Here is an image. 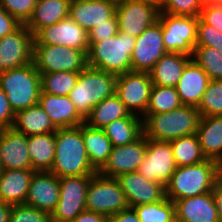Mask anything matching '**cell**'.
Segmentation results:
<instances>
[{
	"label": "cell",
	"instance_id": "obj_9",
	"mask_svg": "<svg viewBox=\"0 0 222 222\" xmlns=\"http://www.w3.org/2000/svg\"><path fill=\"white\" fill-rule=\"evenodd\" d=\"M198 18L159 13L158 21L162 25V38L166 52L193 56Z\"/></svg>",
	"mask_w": 222,
	"mask_h": 222
},
{
	"label": "cell",
	"instance_id": "obj_32",
	"mask_svg": "<svg viewBox=\"0 0 222 222\" xmlns=\"http://www.w3.org/2000/svg\"><path fill=\"white\" fill-rule=\"evenodd\" d=\"M131 114L115 94L105 98L93 107L90 115L85 119V124L91 128L103 129L111 122L123 117H129Z\"/></svg>",
	"mask_w": 222,
	"mask_h": 222
},
{
	"label": "cell",
	"instance_id": "obj_15",
	"mask_svg": "<svg viewBox=\"0 0 222 222\" xmlns=\"http://www.w3.org/2000/svg\"><path fill=\"white\" fill-rule=\"evenodd\" d=\"M160 10L142 0H129L116 5L118 30L138 37L144 30L158 21Z\"/></svg>",
	"mask_w": 222,
	"mask_h": 222
},
{
	"label": "cell",
	"instance_id": "obj_29",
	"mask_svg": "<svg viewBox=\"0 0 222 222\" xmlns=\"http://www.w3.org/2000/svg\"><path fill=\"white\" fill-rule=\"evenodd\" d=\"M12 128L26 136L55 133L57 130L38 104L15 113Z\"/></svg>",
	"mask_w": 222,
	"mask_h": 222
},
{
	"label": "cell",
	"instance_id": "obj_26",
	"mask_svg": "<svg viewBox=\"0 0 222 222\" xmlns=\"http://www.w3.org/2000/svg\"><path fill=\"white\" fill-rule=\"evenodd\" d=\"M34 170H3L0 174V201L10 204H24Z\"/></svg>",
	"mask_w": 222,
	"mask_h": 222
},
{
	"label": "cell",
	"instance_id": "obj_7",
	"mask_svg": "<svg viewBox=\"0 0 222 222\" xmlns=\"http://www.w3.org/2000/svg\"><path fill=\"white\" fill-rule=\"evenodd\" d=\"M128 208L118 179L96 172L88 185L86 210L110 217Z\"/></svg>",
	"mask_w": 222,
	"mask_h": 222
},
{
	"label": "cell",
	"instance_id": "obj_27",
	"mask_svg": "<svg viewBox=\"0 0 222 222\" xmlns=\"http://www.w3.org/2000/svg\"><path fill=\"white\" fill-rule=\"evenodd\" d=\"M71 0H37L26 27L35 36L42 28L69 17Z\"/></svg>",
	"mask_w": 222,
	"mask_h": 222
},
{
	"label": "cell",
	"instance_id": "obj_47",
	"mask_svg": "<svg viewBox=\"0 0 222 222\" xmlns=\"http://www.w3.org/2000/svg\"><path fill=\"white\" fill-rule=\"evenodd\" d=\"M22 24L0 5V39L13 33Z\"/></svg>",
	"mask_w": 222,
	"mask_h": 222
},
{
	"label": "cell",
	"instance_id": "obj_46",
	"mask_svg": "<svg viewBox=\"0 0 222 222\" xmlns=\"http://www.w3.org/2000/svg\"><path fill=\"white\" fill-rule=\"evenodd\" d=\"M14 115L5 92L0 88V130L12 127Z\"/></svg>",
	"mask_w": 222,
	"mask_h": 222
},
{
	"label": "cell",
	"instance_id": "obj_30",
	"mask_svg": "<svg viewBox=\"0 0 222 222\" xmlns=\"http://www.w3.org/2000/svg\"><path fill=\"white\" fill-rule=\"evenodd\" d=\"M82 137L92 167L98 172L107 162L113 149L112 142L102 129L82 124Z\"/></svg>",
	"mask_w": 222,
	"mask_h": 222
},
{
	"label": "cell",
	"instance_id": "obj_23",
	"mask_svg": "<svg viewBox=\"0 0 222 222\" xmlns=\"http://www.w3.org/2000/svg\"><path fill=\"white\" fill-rule=\"evenodd\" d=\"M38 105L47 113L57 129L76 127L85 123L68 95L58 96L41 91Z\"/></svg>",
	"mask_w": 222,
	"mask_h": 222
},
{
	"label": "cell",
	"instance_id": "obj_24",
	"mask_svg": "<svg viewBox=\"0 0 222 222\" xmlns=\"http://www.w3.org/2000/svg\"><path fill=\"white\" fill-rule=\"evenodd\" d=\"M209 81L207 73L192 59L175 86L182 104L198 107Z\"/></svg>",
	"mask_w": 222,
	"mask_h": 222
},
{
	"label": "cell",
	"instance_id": "obj_12",
	"mask_svg": "<svg viewBox=\"0 0 222 222\" xmlns=\"http://www.w3.org/2000/svg\"><path fill=\"white\" fill-rule=\"evenodd\" d=\"M176 168L170 141L147 139L146 153L137 172L148 180L166 185Z\"/></svg>",
	"mask_w": 222,
	"mask_h": 222
},
{
	"label": "cell",
	"instance_id": "obj_36",
	"mask_svg": "<svg viewBox=\"0 0 222 222\" xmlns=\"http://www.w3.org/2000/svg\"><path fill=\"white\" fill-rule=\"evenodd\" d=\"M41 74V91L58 96H67L77 83L79 72L58 71Z\"/></svg>",
	"mask_w": 222,
	"mask_h": 222
},
{
	"label": "cell",
	"instance_id": "obj_44",
	"mask_svg": "<svg viewBox=\"0 0 222 222\" xmlns=\"http://www.w3.org/2000/svg\"><path fill=\"white\" fill-rule=\"evenodd\" d=\"M118 30V21L116 13L111 17L105 20V23L96 25L88 32L89 45L94 42L103 41L111 36L117 35Z\"/></svg>",
	"mask_w": 222,
	"mask_h": 222
},
{
	"label": "cell",
	"instance_id": "obj_45",
	"mask_svg": "<svg viewBox=\"0 0 222 222\" xmlns=\"http://www.w3.org/2000/svg\"><path fill=\"white\" fill-rule=\"evenodd\" d=\"M205 24L222 33V6L219 4L204 6L199 17Z\"/></svg>",
	"mask_w": 222,
	"mask_h": 222
},
{
	"label": "cell",
	"instance_id": "obj_50",
	"mask_svg": "<svg viewBox=\"0 0 222 222\" xmlns=\"http://www.w3.org/2000/svg\"><path fill=\"white\" fill-rule=\"evenodd\" d=\"M212 193L217 206L219 222H222V175L217 179Z\"/></svg>",
	"mask_w": 222,
	"mask_h": 222
},
{
	"label": "cell",
	"instance_id": "obj_38",
	"mask_svg": "<svg viewBox=\"0 0 222 222\" xmlns=\"http://www.w3.org/2000/svg\"><path fill=\"white\" fill-rule=\"evenodd\" d=\"M192 59L207 73L210 80H222V51L195 46Z\"/></svg>",
	"mask_w": 222,
	"mask_h": 222
},
{
	"label": "cell",
	"instance_id": "obj_51",
	"mask_svg": "<svg viewBox=\"0 0 222 222\" xmlns=\"http://www.w3.org/2000/svg\"><path fill=\"white\" fill-rule=\"evenodd\" d=\"M12 205L0 201V222H9Z\"/></svg>",
	"mask_w": 222,
	"mask_h": 222
},
{
	"label": "cell",
	"instance_id": "obj_8",
	"mask_svg": "<svg viewBox=\"0 0 222 222\" xmlns=\"http://www.w3.org/2000/svg\"><path fill=\"white\" fill-rule=\"evenodd\" d=\"M33 64L40 73L81 72L87 67V53L72 47L33 44Z\"/></svg>",
	"mask_w": 222,
	"mask_h": 222
},
{
	"label": "cell",
	"instance_id": "obj_33",
	"mask_svg": "<svg viewBox=\"0 0 222 222\" xmlns=\"http://www.w3.org/2000/svg\"><path fill=\"white\" fill-rule=\"evenodd\" d=\"M113 147L123 146L137 140L143 134L142 117L131 114L106 125L103 129Z\"/></svg>",
	"mask_w": 222,
	"mask_h": 222
},
{
	"label": "cell",
	"instance_id": "obj_2",
	"mask_svg": "<svg viewBox=\"0 0 222 222\" xmlns=\"http://www.w3.org/2000/svg\"><path fill=\"white\" fill-rule=\"evenodd\" d=\"M221 175L222 166L211 159L190 166L177 167L165 185L166 197L174 202L208 193L213 191Z\"/></svg>",
	"mask_w": 222,
	"mask_h": 222
},
{
	"label": "cell",
	"instance_id": "obj_3",
	"mask_svg": "<svg viewBox=\"0 0 222 222\" xmlns=\"http://www.w3.org/2000/svg\"><path fill=\"white\" fill-rule=\"evenodd\" d=\"M200 113L197 107L182 105L170 112L145 114L143 134L147 139L171 141L182 136L195 134Z\"/></svg>",
	"mask_w": 222,
	"mask_h": 222
},
{
	"label": "cell",
	"instance_id": "obj_35",
	"mask_svg": "<svg viewBox=\"0 0 222 222\" xmlns=\"http://www.w3.org/2000/svg\"><path fill=\"white\" fill-rule=\"evenodd\" d=\"M182 105L176 87L153 85L146 114L166 113Z\"/></svg>",
	"mask_w": 222,
	"mask_h": 222
},
{
	"label": "cell",
	"instance_id": "obj_6",
	"mask_svg": "<svg viewBox=\"0 0 222 222\" xmlns=\"http://www.w3.org/2000/svg\"><path fill=\"white\" fill-rule=\"evenodd\" d=\"M0 88L5 92L12 111L37 105L41 92V74L33 62L0 72Z\"/></svg>",
	"mask_w": 222,
	"mask_h": 222
},
{
	"label": "cell",
	"instance_id": "obj_14",
	"mask_svg": "<svg viewBox=\"0 0 222 222\" xmlns=\"http://www.w3.org/2000/svg\"><path fill=\"white\" fill-rule=\"evenodd\" d=\"M165 53L162 25L157 21L136 37L131 55L132 71L149 73Z\"/></svg>",
	"mask_w": 222,
	"mask_h": 222
},
{
	"label": "cell",
	"instance_id": "obj_17",
	"mask_svg": "<svg viewBox=\"0 0 222 222\" xmlns=\"http://www.w3.org/2000/svg\"><path fill=\"white\" fill-rule=\"evenodd\" d=\"M146 146L147 138L142 134L137 140L127 145L113 147L107 162L98 172L112 178L137 172L146 153Z\"/></svg>",
	"mask_w": 222,
	"mask_h": 222
},
{
	"label": "cell",
	"instance_id": "obj_1",
	"mask_svg": "<svg viewBox=\"0 0 222 222\" xmlns=\"http://www.w3.org/2000/svg\"><path fill=\"white\" fill-rule=\"evenodd\" d=\"M55 158L51 172L58 178L94 175L97 171L90 164L84 140L82 124L59 128L55 132Z\"/></svg>",
	"mask_w": 222,
	"mask_h": 222
},
{
	"label": "cell",
	"instance_id": "obj_13",
	"mask_svg": "<svg viewBox=\"0 0 222 222\" xmlns=\"http://www.w3.org/2000/svg\"><path fill=\"white\" fill-rule=\"evenodd\" d=\"M34 35L22 24L13 33L0 39V72L33 62Z\"/></svg>",
	"mask_w": 222,
	"mask_h": 222
},
{
	"label": "cell",
	"instance_id": "obj_53",
	"mask_svg": "<svg viewBox=\"0 0 222 222\" xmlns=\"http://www.w3.org/2000/svg\"><path fill=\"white\" fill-rule=\"evenodd\" d=\"M202 7L207 5L219 4L220 0H199Z\"/></svg>",
	"mask_w": 222,
	"mask_h": 222
},
{
	"label": "cell",
	"instance_id": "obj_20",
	"mask_svg": "<svg viewBox=\"0 0 222 222\" xmlns=\"http://www.w3.org/2000/svg\"><path fill=\"white\" fill-rule=\"evenodd\" d=\"M0 163L3 170H33L28 136L11 128L0 130Z\"/></svg>",
	"mask_w": 222,
	"mask_h": 222
},
{
	"label": "cell",
	"instance_id": "obj_25",
	"mask_svg": "<svg viewBox=\"0 0 222 222\" xmlns=\"http://www.w3.org/2000/svg\"><path fill=\"white\" fill-rule=\"evenodd\" d=\"M196 135L206 159L222 166V116L200 117Z\"/></svg>",
	"mask_w": 222,
	"mask_h": 222
},
{
	"label": "cell",
	"instance_id": "obj_5",
	"mask_svg": "<svg viewBox=\"0 0 222 222\" xmlns=\"http://www.w3.org/2000/svg\"><path fill=\"white\" fill-rule=\"evenodd\" d=\"M136 37L118 32L103 41L90 45L87 53V66L115 75L132 71L131 55Z\"/></svg>",
	"mask_w": 222,
	"mask_h": 222
},
{
	"label": "cell",
	"instance_id": "obj_54",
	"mask_svg": "<svg viewBox=\"0 0 222 222\" xmlns=\"http://www.w3.org/2000/svg\"><path fill=\"white\" fill-rule=\"evenodd\" d=\"M108 1H110L111 3H113V4H115V5H118V4L127 2V1H129V0H108Z\"/></svg>",
	"mask_w": 222,
	"mask_h": 222
},
{
	"label": "cell",
	"instance_id": "obj_18",
	"mask_svg": "<svg viewBox=\"0 0 222 222\" xmlns=\"http://www.w3.org/2000/svg\"><path fill=\"white\" fill-rule=\"evenodd\" d=\"M117 179L125 194L129 208L154 203L166 198L164 184L148 180L138 172L122 174Z\"/></svg>",
	"mask_w": 222,
	"mask_h": 222
},
{
	"label": "cell",
	"instance_id": "obj_21",
	"mask_svg": "<svg viewBox=\"0 0 222 222\" xmlns=\"http://www.w3.org/2000/svg\"><path fill=\"white\" fill-rule=\"evenodd\" d=\"M175 219L180 222H219L212 191L174 201Z\"/></svg>",
	"mask_w": 222,
	"mask_h": 222
},
{
	"label": "cell",
	"instance_id": "obj_49",
	"mask_svg": "<svg viewBox=\"0 0 222 222\" xmlns=\"http://www.w3.org/2000/svg\"><path fill=\"white\" fill-rule=\"evenodd\" d=\"M69 222H107V217L93 211L84 210L74 220Z\"/></svg>",
	"mask_w": 222,
	"mask_h": 222
},
{
	"label": "cell",
	"instance_id": "obj_37",
	"mask_svg": "<svg viewBox=\"0 0 222 222\" xmlns=\"http://www.w3.org/2000/svg\"><path fill=\"white\" fill-rule=\"evenodd\" d=\"M140 222H172L175 219V205L167 197L164 200L133 207Z\"/></svg>",
	"mask_w": 222,
	"mask_h": 222
},
{
	"label": "cell",
	"instance_id": "obj_28",
	"mask_svg": "<svg viewBox=\"0 0 222 222\" xmlns=\"http://www.w3.org/2000/svg\"><path fill=\"white\" fill-rule=\"evenodd\" d=\"M192 57L184 53H165L149 72L153 85L175 87Z\"/></svg>",
	"mask_w": 222,
	"mask_h": 222
},
{
	"label": "cell",
	"instance_id": "obj_10",
	"mask_svg": "<svg viewBox=\"0 0 222 222\" xmlns=\"http://www.w3.org/2000/svg\"><path fill=\"white\" fill-rule=\"evenodd\" d=\"M93 175L60 178L59 201L50 215L51 222H69L86 210L88 185Z\"/></svg>",
	"mask_w": 222,
	"mask_h": 222
},
{
	"label": "cell",
	"instance_id": "obj_52",
	"mask_svg": "<svg viewBox=\"0 0 222 222\" xmlns=\"http://www.w3.org/2000/svg\"><path fill=\"white\" fill-rule=\"evenodd\" d=\"M142 1L155 5L159 10L163 7L165 3V0H142Z\"/></svg>",
	"mask_w": 222,
	"mask_h": 222
},
{
	"label": "cell",
	"instance_id": "obj_16",
	"mask_svg": "<svg viewBox=\"0 0 222 222\" xmlns=\"http://www.w3.org/2000/svg\"><path fill=\"white\" fill-rule=\"evenodd\" d=\"M34 44L72 47L86 53L90 49L88 32L70 17L42 28L34 36Z\"/></svg>",
	"mask_w": 222,
	"mask_h": 222
},
{
	"label": "cell",
	"instance_id": "obj_41",
	"mask_svg": "<svg viewBox=\"0 0 222 222\" xmlns=\"http://www.w3.org/2000/svg\"><path fill=\"white\" fill-rule=\"evenodd\" d=\"M50 215L25 204L12 205L9 222H50Z\"/></svg>",
	"mask_w": 222,
	"mask_h": 222
},
{
	"label": "cell",
	"instance_id": "obj_4",
	"mask_svg": "<svg viewBox=\"0 0 222 222\" xmlns=\"http://www.w3.org/2000/svg\"><path fill=\"white\" fill-rule=\"evenodd\" d=\"M116 82L117 75L87 66L79 72L77 83L68 96L85 120L93 107L116 94Z\"/></svg>",
	"mask_w": 222,
	"mask_h": 222
},
{
	"label": "cell",
	"instance_id": "obj_43",
	"mask_svg": "<svg viewBox=\"0 0 222 222\" xmlns=\"http://www.w3.org/2000/svg\"><path fill=\"white\" fill-rule=\"evenodd\" d=\"M195 46H207L222 51V33L198 18Z\"/></svg>",
	"mask_w": 222,
	"mask_h": 222
},
{
	"label": "cell",
	"instance_id": "obj_42",
	"mask_svg": "<svg viewBox=\"0 0 222 222\" xmlns=\"http://www.w3.org/2000/svg\"><path fill=\"white\" fill-rule=\"evenodd\" d=\"M37 0H0V5L21 24L31 18Z\"/></svg>",
	"mask_w": 222,
	"mask_h": 222
},
{
	"label": "cell",
	"instance_id": "obj_34",
	"mask_svg": "<svg viewBox=\"0 0 222 222\" xmlns=\"http://www.w3.org/2000/svg\"><path fill=\"white\" fill-rule=\"evenodd\" d=\"M177 167L190 166L206 160L195 134L170 141Z\"/></svg>",
	"mask_w": 222,
	"mask_h": 222
},
{
	"label": "cell",
	"instance_id": "obj_11",
	"mask_svg": "<svg viewBox=\"0 0 222 222\" xmlns=\"http://www.w3.org/2000/svg\"><path fill=\"white\" fill-rule=\"evenodd\" d=\"M153 83L148 72H126L117 75L116 95L132 114H146Z\"/></svg>",
	"mask_w": 222,
	"mask_h": 222
},
{
	"label": "cell",
	"instance_id": "obj_39",
	"mask_svg": "<svg viewBox=\"0 0 222 222\" xmlns=\"http://www.w3.org/2000/svg\"><path fill=\"white\" fill-rule=\"evenodd\" d=\"M200 116H222V80H210L197 107Z\"/></svg>",
	"mask_w": 222,
	"mask_h": 222
},
{
	"label": "cell",
	"instance_id": "obj_55",
	"mask_svg": "<svg viewBox=\"0 0 222 222\" xmlns=\"http://www.w3.org/2000/svg\"><path fill=\"white\" fill-rule=\"evenodd\" d=\"M2 171H3V168H2L1 163H0V174L2 173Z\"/></svg>",
	"mask_w": 222,
	"mask_h": 222
},
{
	"label": "cell",
	"instance_id": "obj_22",
	"mask_svg": "<svg viewBox=\"0 0 222 222\" xmlns=\"http://www.w3.org/2000/svg\"><path fill=\"white\" fill-rule=\"evenodd\" d=\"M115 13L116 5L108 0H71L69 17L89 32Z\"/></svg>",
	"mask_w": 222,
	"mask_h": 222
},
{
	"label": "cell",
	"instance_id": "obj_19",
	"mask_svg": "<svg viewBox=\"0 0 222 222\" xmlns=\"http://www.w3.org/2000/svg\"><path fill=\"white\" fill-rule=\"evenodd\" d=\"M59 194L60 178L51 171H35L24 204L51 215L59 201Z\"/></svg>",
	"mask_w": 222,
	"mask_h": 222
},
{
	"label": "cell",
	"instance_id": "obj_48",
	"mask_svg": "<svg viewBox=\"0 0 222 222\" xmlns=\"http://www.w3.org/2000/svg\"><path fill=\"white\" fill-rule=\"evenodd\" d=\"M107 222H140V219L133 208H128L113 216L107 217Z\"/></svg>",
	"mask_w": 222,
	"mask_h": 222
},
{
	"label": "cell",
	"instance_id": "obj_40",
	"mask_svg": "<svg viewBox=\"0 0 222 222\" xmlns=\"http://www.w3.org/2000/svg\"><path fill=\"white\" fill-rule=\"evenodd\" d=\"M202 8L199 0H165L160 13L200 17Z\"/></svg>",
	"mask_w": 222,
	"mask_h": 222
},
{
	"label": "cell",
	"instance_id": "obj_31",
	"mask_svg": "<svg viewBox=\"0 0 222 222\" xmlns=\"http://www.w3.org/2000/svg\"><path fill=\"white\" fill-rule=\"evenodd\" d=\"M28 151L34 171H50L56 153L55 133L28 136Z\"/></svg>",
	"mask_w": 222,
	"mask_h": 222
}]
</instances>
